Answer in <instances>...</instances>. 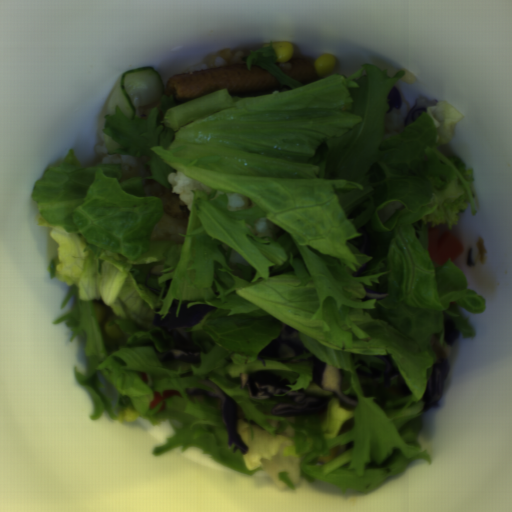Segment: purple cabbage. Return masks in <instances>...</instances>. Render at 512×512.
Segmentation results:
<instances>
[{
	"mask_svg": "<svg viewBox=\"0 0 512 512\" xmlns=\"http://www.w3.org/2000/svg\"><path fill=\"white\" fill-rule=\"evenodd\" d=\"M240 389L257 399H271L274 395H285L293 403H277L270 413L273 416L317 415L324 412L326 402L322 396L307 394L304 389L290 390L293 385L287 377L281 378L270 371L240 372Z\"/></svg>",
	"mask_w": 512,
	"mask_h": 512,
	"instance_id": "obj_1",
	"label": "purple cabbage"
},
{
	"mask_svg": "<svg viewBox=\"0 0 512 512\" xmlns=\"http://www.w3.org/2000/svg\"><path fill=\"white\" fill-rule=\"evenodd\" d=\"M179 300H173L167 315L161 319L162 314L153 315L152 325L161 328L172 339L174 346L171 350L158 354L160 363L181 361L188 364H196L201 361V349L193 342L192 332H185L186 329H192L197 323L216 306L209 304H195L188 307V302L182 301L178 317L176 312Z\"/></svg>",
	"mask_w": 512,
	"mask_h": 512,
	"instance_id": "obj_2",
	"label": "purple cabbage"
},
{
	"mask_svg": "<svg viewBox=\"0 0 512 512\" xmlns=\"http://www.w3.org/2000/svg\"><path fill=\"white\" fill-rule=\"evenodd\" d=\"M199 382L201 384L207 385L214 391H209L198 387H189L184 389L185 394L191 397H216L220 403V415L225 423L228 432V445L231 447V445L234 444L232 448V453L235 454L237 450H240L242 454L246 455L249 448L243 442L237 430L239 421V411L236 401L233 398H231L225 391H223L218 385H216L213 381H210L208 379H202L199 380Z\"/></svg>",
	"mask_w": 512,
	"mask_h": 512,
	"instance_id": "obj_3",
	"label": "purple cabbage"
},
{
	"mask_svg": "<svg viewBox=\"0 0 512 512\" xmlns=\"http://www.w3.org/2000/svg\"><path fill=\"white\" fill-rule=\"evenodd\" d=\"M310 353L297 328L284 324L280 334L257 353L258 359H284Z\"/></svg>",
	"mask_w": 512,
	"mask_h": 512,
	"instance_id": "obj_4",
	"label": "purple cabbage"
},
{
	"mask_svg": "<svg viewBox=\"0 0 512 512\" xmlns=\"http://www.w3.org/2000/svg\"><path fill=\"white\" fill-rule=\"evenodd\" d=\"M345 372L334 367L328 362L316 359L312 368V380L321 389L331 392L334 397L351 408L358 406V397L347 396L343 393V381Z\"/></svg>",
	"mask_w": 512,
	"mask_h": 512,
	"instance_id": "obj_5",
	"label": "purple cabbage"
},
{
	"mask_svg": "<svg viewBox=\"0 0 512 512\" xmlns=\"http://www.w3.org/2000/svg\"><path fill=\"white\" fill-rule=\"evenodd\" d=\"M450 363L446 357H440L432 365L425 393L422 397L424 406L421 412L439 408L444 392L445 380L449 375Z\"/></svg>",
	"mask_w": 512,
	"mask_h": 512,
	"instance_id": "obj_6",
	"label": "purple cabbage"
},
{
	"mask_svg": "<svg viewBox=\"0 0 512 512\" xmlns=\"http://www.w3.org/2000/svg\"><path fill=\"white\" fill-rule=\"evenodd\" d=\"M437 106L436 100H428L423 96L417 97L415 103L410 108L406 115L404 124L405 126L411 125L416 119H418L423 113L427 112L429 107Z\"/></svg>",
	"mask_w": 512,
	"mask_h": 512,
	"instance_id": "obj_7",
	"label": "purple cabbage"
},
{
	"mask_svg": "<svg viewBox=\"0 0 512 512\" xmlns=\"http://www.w3.org/2000/svg\"><path fill=\"white\" fill-rule=\"evenodd\" d=\"M460 336V332L455 327V321L451 318H446L444 321V342L449 347H453Z\"/></svg>",
	"mask_w": 512,
	"mask_h": 512,
	"instance_id": "obj_8",
	"label": "purple cabbage"
},
{
	"mask_svg": "<svg viewBox=\"0 0 512 512\" xmlns=\"http://www.w3.org/2000/svg\"><path fill=\"white\" fill-rule=\"evenodd\" d=\"M387 104L389 108L386 113H390L394 108L400 110L402 107V99L400 95V91L396 86H393L387 96Z\"/></svg>",
	"mask_w": 512,
	"mask_h": 512,
	"instance_id": "obj_9",
	"label": "purple cabbage"
}]
</instances>
